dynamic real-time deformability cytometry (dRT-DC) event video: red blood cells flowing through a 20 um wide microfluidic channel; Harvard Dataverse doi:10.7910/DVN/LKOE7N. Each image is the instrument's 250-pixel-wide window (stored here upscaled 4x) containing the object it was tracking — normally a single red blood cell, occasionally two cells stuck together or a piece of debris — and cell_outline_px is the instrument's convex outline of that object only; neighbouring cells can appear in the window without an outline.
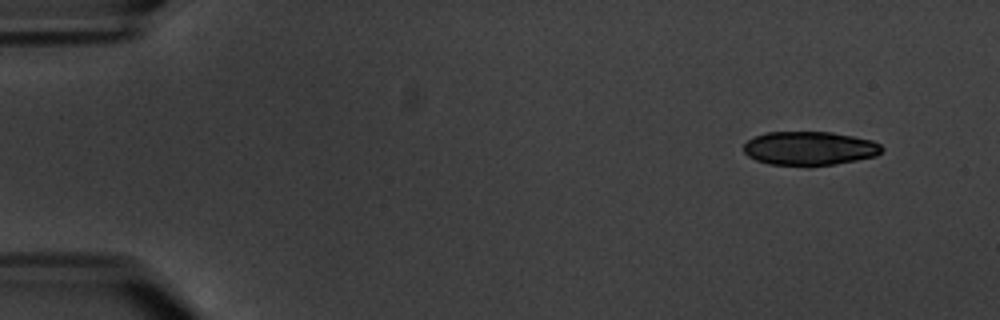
{"species": "common noctule bat (a hibernating species)", "species_latin": "Nyctalus noctula", "temperature_condition": "warm", "stored_images_in_passage": 7, "camera_frame_rate_fps": 3000, "um_per_image_px": 0.085, "animal": {"sex": "male", "body_mass_g": 20.1, "forearm_length_mm": 53.5}, "frame": {"image": 1, "passage_image": 2, "time_ms": 1.333, "image_size_px": [1000, 320], "cell_outline_px": [[884, 148], [876, 156], [836, 164], [808, 168], [768, 164], [756, 160], [748, 156], [744, 152], [744, 144], [748, 140], [756, 136], [768, 132], [832, 132], [872, 140], [880, 144]], "centroid_in_image_um": [68.8, 12.64], "position_along_channel_um": 16.2, "area_um2": 27.74}}
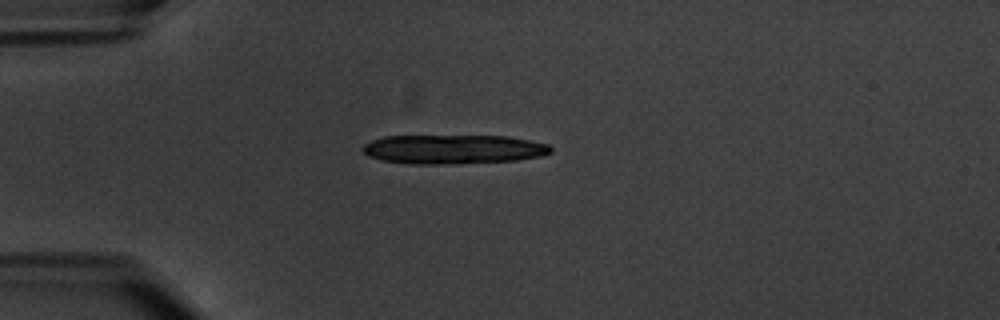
{"frame": {"image": 2, "passage_image": 5, "time_ms": 5.0, "image_size_px": [1000, 320], "cell_outline_px": [[552, 152], [540, 156], [516, 160], [456, 164], [412, 164], [384, 160], [368, 156], [360, 148], [364, 144], [372, 140], [384, 136], [508, 136], [548, 144], [552, 148]], "centroid_in_image_um": [38.52, 12.69], "position_along_channel_um": 46.5, "area_um2": 32.02}}